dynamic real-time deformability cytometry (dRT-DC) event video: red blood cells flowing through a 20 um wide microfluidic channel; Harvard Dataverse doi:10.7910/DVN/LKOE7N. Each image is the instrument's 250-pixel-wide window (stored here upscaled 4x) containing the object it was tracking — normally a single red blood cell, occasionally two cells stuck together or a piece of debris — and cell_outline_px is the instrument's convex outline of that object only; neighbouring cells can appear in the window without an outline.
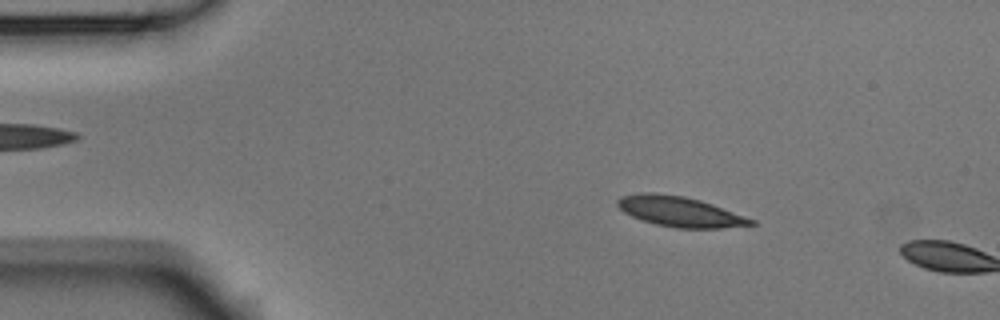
{"species": "Egyptian fruit bat (a non-hibernating species)", "species_latin": "Rousettus aegyptiacus", "temperature_condition": "room temperature", "stored_images_in_passage": 3, "camera_frame_rate_fps": 3000, "um_per_image_px": 0.085, "animal": {"sex": "male"}, "frame": {"image": 1, "passage_image": 2, "time_ms": 0.333, "image_size_px": [1000, 320], "cell_outline_px": [[756, 224], [720, 228], [676, 228], [656, 224], [632, 216], [624, 212], [616, 204], [616, 200], [620, 196], [640, 192], [656, 192], [684, 196], [700, 200], [712, 204], [756, 220]], "centroid_in_image_um": [57.76, 17.97], "position_along_channel_um": 27.2, "area_um2": 23.47}}